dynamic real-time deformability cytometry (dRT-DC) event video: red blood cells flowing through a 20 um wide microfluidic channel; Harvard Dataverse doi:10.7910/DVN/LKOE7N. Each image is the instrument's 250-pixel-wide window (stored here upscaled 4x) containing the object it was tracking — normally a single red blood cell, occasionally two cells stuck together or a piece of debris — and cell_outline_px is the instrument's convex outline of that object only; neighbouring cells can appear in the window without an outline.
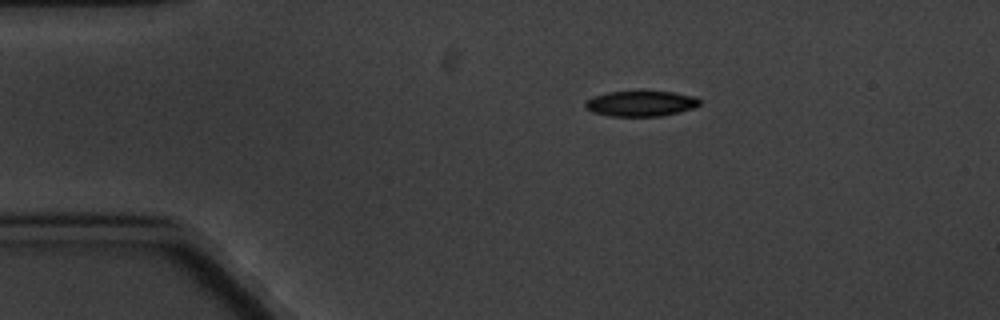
{"species": "common noctule bat (a hibernating species)", "species_latin": "Nyctalus noctula", "temperature_condition": "cold", "stored_images_in_passage": 4, "camera_frame_rate_fps": 3000, "um_per_image_px": 0.085, "animal": {"sex": "male", "body_mass_g": 20.1, "forearm_length_mm": 53.5}, "frame": {"image": 1, "passage_image": 1, "time_ms": 0.0, "image_size_px": [1000, 320], "cell_outline_px": [[700, 104], [692, 108], [680, 112], [660, 116], [612, 116], [592, 112], [584, 104], [592, 96], [608, 92], [672, 92], [696, 96], [700, 100]], "centroid_in_image_um": [54.49, 8.8], "position_along_channel_um": 30.5, "area_um2": 16.76}}
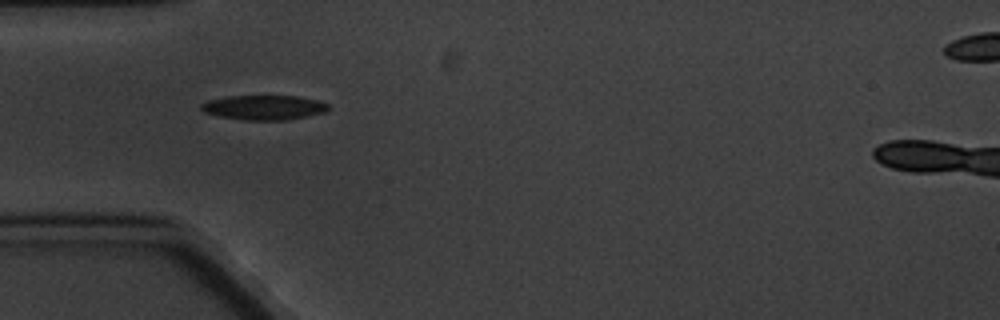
{"frame": {"image": 2, "passage_image": 3, "time_ms": 2.333, "image_size_px": [1000, 320], "cell_outline_px": [[328, 108], [324, 112], [308, 116], [288, 120], [244, 120], [220, 116], [204, 112], [200, 108], [200, 104], [208, 100], [228, 96], [296, 96], [316, 100], [328, 104]], "centroid_in_image_um": [22.41, 9.14], "position_along_channel_um": 62.6, "area_um2": 18.15}}